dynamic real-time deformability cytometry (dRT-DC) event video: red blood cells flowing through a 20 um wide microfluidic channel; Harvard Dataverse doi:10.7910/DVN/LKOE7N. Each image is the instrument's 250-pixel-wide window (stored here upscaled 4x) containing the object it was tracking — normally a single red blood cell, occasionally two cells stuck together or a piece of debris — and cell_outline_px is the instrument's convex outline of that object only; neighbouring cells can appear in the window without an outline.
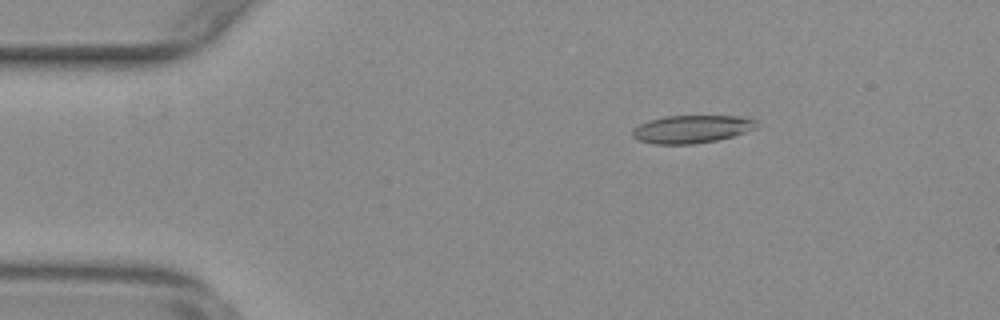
{"species": "common noctule bat (a hibernating species)", "species_latin": "Nyctalus noctula", "temperature_condition": "warm", "stored_images_in_passage": 55, "camera_frame_rate_fps": 3000, "um_per_image_px": 0.085, "animal": {"sex": "female", "body_mass_g": 29.2, "forearm_length_mm": 56.3}, "frame": {"image": 1, "passage_image": 9, "time_ms": 2.667, "image_size_px": [1000, 320], "cell_outline_px": [[760, 124], [756, 128], [732, 136], [716, 140], [692, 144], [652, 144], [640, 140], [632, 136], [632, 128], [648, 120], [664, 116], [744, 116], [760, 120]], "centroid_in_image_um": [58.83, 10.96], "position_along_channel_um": 26.2, "area_um2": 20.35}}
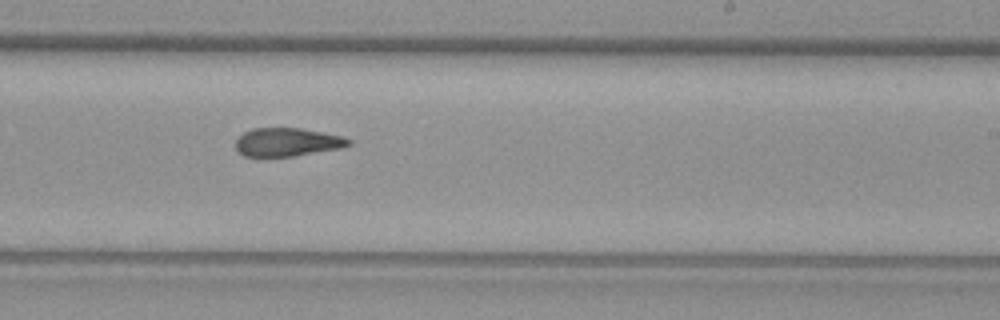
{"frame": {"image": 2, "passage_image": 33, "time_ms": 10.667, "image_size_px": [1000, 320], "cell_outline_px": [[352, 144], [340, 148], [292, 156], [256, 160], [244, 156], [236, 148], [236, 140], [244, 132], [252, 128], [300, 128], [344, 136], [352, 140]], "centroid_in_image_um": [24.37, 12.11], "position_along_channel_um": 264.6, "area_um2": 19.25}}
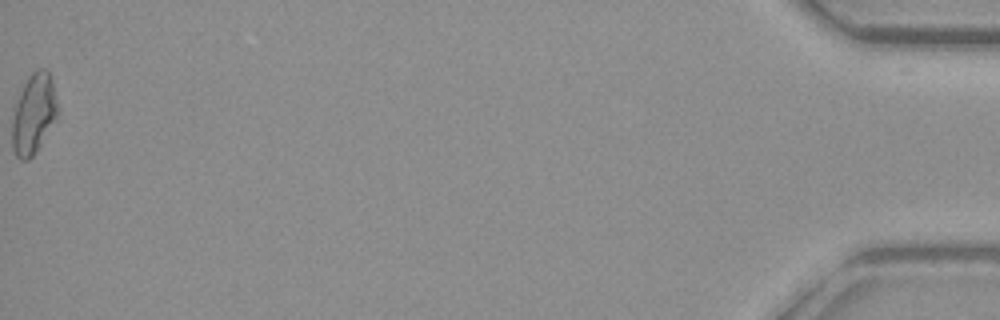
{"frame": {"image": 3, "passage_image": 55, "time_ms": 18.0, "image_size_px": [1000, 320], "cell_outline_px": [[60, 116], [36, 152], [28, 160], [20, 160], [16, 156], [12, 148], [12, 108], [28, 76], [36, 68], [48, 68], [52, 76], [60, 112]], "centroid_in_image_um": [2.9, 9.65], "position_along_channel_um": 432.3, "area_um2": 22.25}, "authors_computed_cell_mechanics": {"area_um2": 19.941, "velocity_mm_per_s": 3.7786, "shape_relaxation_time_tau1_ms": null, "shape_relaxation_time_tau2_ms": 3.0755, "deformation_change_tau1": null, "deformation_change_tau2": 0.1178}}